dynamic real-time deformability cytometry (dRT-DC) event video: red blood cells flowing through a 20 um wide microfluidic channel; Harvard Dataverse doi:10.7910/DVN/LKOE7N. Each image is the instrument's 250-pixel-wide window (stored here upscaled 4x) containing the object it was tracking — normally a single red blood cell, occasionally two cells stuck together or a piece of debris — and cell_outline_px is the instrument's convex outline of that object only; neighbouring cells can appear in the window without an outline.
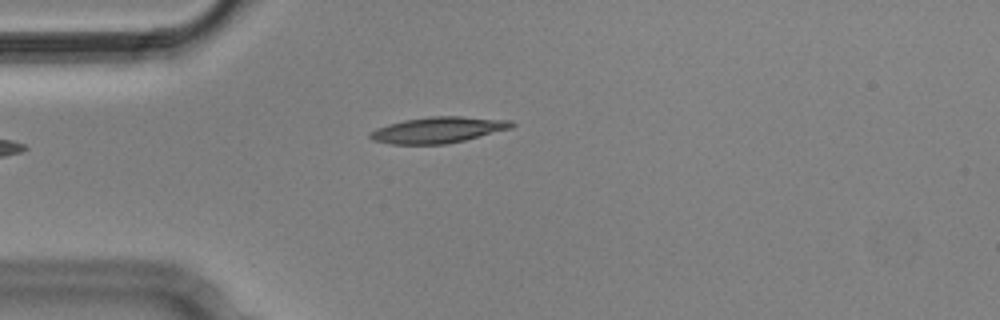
{"species": "Egyptian fruit bat (a non-hibernating species)", "species_latin": "Rousettus aegyptiacus", "temperature_condition": "cold", "stored_images_in_passage": 6, "camera_frame_rate_fps": 3000, "um_per_image_px": 0.085, "animal": {"sex": "male"}, "frame": {"image": 1, "passage_image": 6, "time_ms": 1.667, "image_size_px": [1000, 320], "cell_outline_px": [[516, 124], [512, 128], [448, 144], [392, 144], [372, 140], [368, 136], [368, 132], [376, 128], [388, 124], [404, 120], [432, 116], [460, 116], [512, 120]], "centroid_in_image_um": [37.23, 11.04], "position_along_channel_um": 47.8, "area_um2": 21.56}}